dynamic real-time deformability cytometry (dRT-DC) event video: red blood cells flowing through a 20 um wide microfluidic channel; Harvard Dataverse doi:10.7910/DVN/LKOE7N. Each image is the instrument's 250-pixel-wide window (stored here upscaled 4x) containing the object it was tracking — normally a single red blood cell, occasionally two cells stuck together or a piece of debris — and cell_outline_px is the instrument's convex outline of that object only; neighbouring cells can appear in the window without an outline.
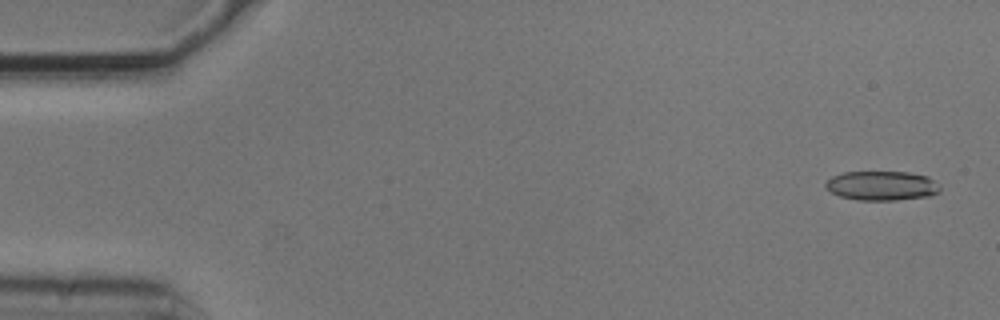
{"species": "common noctule bat (a hibernating species)", "species_latin": "Nyctalus noctula", "temperature_condition": "cold", "stored_images_in_passage": 4, "camera_frame_rate_fps": 3000, "um_per_image_px": 0.085, "animal": {"sex": "male", "body_mass_g": 20.5, "forearm_length_mm": 52.5}, "frame": {"image": 1, "passage_image": 1, "time_ms": 0.0, "image_size_px": [1000, 320], "cell_outline_px": [[940, 192], [932, 196], [896, 200], [856, 200], [840, 196], [824, 188], [824, 184], [832, 176], [844, 172], [908, 172], [928, 176], [940, 188]], "centroid_in_image_um": [74.94, 15.79], "position_along_channel_um": 10.1, "area_um2": 19.65}}
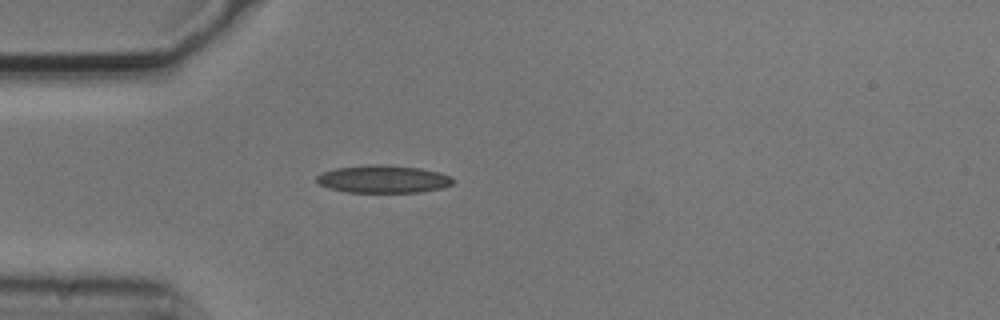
{"frame": {"image": 2, "passage_image": 4, "time_ms": 1.0, "image_size_px": [1000, 320], "cell_outline_px": [[452, 184], [440, 188], [420, 192], [348, 192], [328, 188], [320, 184], [316, 180], [316, 176], [324, 172], [336, 168], [372, 164], [376, 164], [420, 168], [440, 172], [452, 176]], "centroid_in_image_um": [32.57, 15.22], "position_along_channel_um": 52.4, "area_um2": 21.79}}